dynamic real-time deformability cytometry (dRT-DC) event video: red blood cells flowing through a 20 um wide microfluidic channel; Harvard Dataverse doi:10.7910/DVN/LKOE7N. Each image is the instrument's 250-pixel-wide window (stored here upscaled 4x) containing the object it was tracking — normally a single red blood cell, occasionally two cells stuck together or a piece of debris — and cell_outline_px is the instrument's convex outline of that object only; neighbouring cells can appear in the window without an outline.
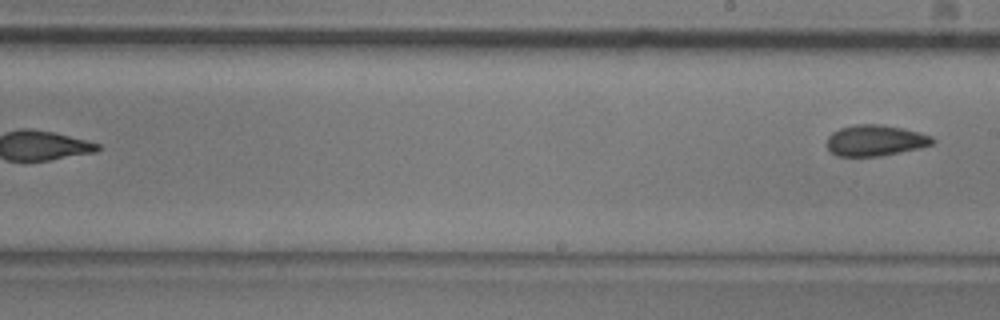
{"species": "common noctule bat (a hibernating species)", "species_latin": "Nyctalus noctula", "temperature_condition": "room temperature", "stored_images_in_passage": 6, "segment_of_instrument_passage": [2, 2], "camera_frame_rate_fps": 3000, "um_per_image_px": 0.085, "animal": {"sex": "male", "body_mass_g": 20.5, "forearm_length_mm": 52.5}, "frame": {"image": 1, "passage_image": 6, "time_ms": 1.667, "image_size_px": [1000, 320], "cell_outline_px": [[936, 140], [932, 144], [920, 148], [876, 156], [836, 156], [828, 148], [828, 136], [832, 132], [840, 128], [856, 124], [880, 124], [920, 132], [932, 136]], "centroid_in_image_um": [74.4, 11.93], "position_along_channel_um": 214.6, "area_um2": 18.9}}